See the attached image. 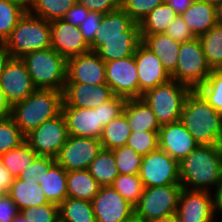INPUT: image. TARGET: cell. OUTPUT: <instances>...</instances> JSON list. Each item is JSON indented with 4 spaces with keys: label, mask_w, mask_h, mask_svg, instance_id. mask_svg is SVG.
I'll use <instances>...</instances> for the list:
<instances>
[{
    "label": "cell",
    "mask_w": 222,
    "mask_h": 222,
    "mask_svg": "<svg viewBox=\"0 0 222 222\" xmlns=\"http://www.w3.org/2000/svg\"><path fill=\"white\" fill-rule=\"evenodd\" d=\"M181 184L145 187L134 213L145 222L176 214Z\"/></svg>",
    "instance_id": "8"
},
{
    "label": "cell",
    "mask_w": 222,
    "mask_h": 222,
    "mask_svg": "<svg viewBox=\"0 0 222 222\" xmlns=\"http://www.w3.org/2000/svg\"><path fill=\"white\" fill-rule=\"evenodd\" d=\"M66 83L107 84L105 62L91 50L67 59Z\"/></svg>",
    "instance_id": "16"
},
{
    "label": "cell",
    "mask_w": 222,
    "mask_h": 222,
    "mask_svg": "<svg viewBox=\"0 0 222 222\" xmlns=\"http://www.w3.org/2000/svg\"><path fill=\"white\" fill-rule=\"evenodd\" d=\"M100 188L101 185L94 179L88 169L67 172L68 198L92 201Z\"/></svg>",
    "instance_id": "29"
},
{
    "label": "cell",
    "mask_w": 222,
    "mask_h": 222,
    "mask_svg": "<svg viewBox=\"0 0 222 222\" xmlns=\"http://www.w3.org/2000/svg\"><path fill=\"white\" fill-rule=\"evenodd\" d=\"M164 2L170 6L177 15H182L184 11L193 4L194 0H164Z\"/></svg>",
    "instance_id": "54"
},
{
    "label": "cell",
    "mask_w": 222,
    "mask_h": 222,
    "mask_svg": "<svg viewBox=\"0 0 222 222\" xmlns=\"http://www.w3.org/2000/svg\"><path fill=\"white\" fill-rule=\"evenodd\" d=\"M141 42V37L94 38L89 45L91 51H95L104 62H108L134 55Z\"/></svg>",
    "instance_id": "23"
},
{
    "label": "cell",
    "mask_w": 222,
    "mask_h": 222,
    "mask_svg": "<svg viewBox=\"0 0 222 222\" xmlns=\"http://www.w3.org/2000/svg\"><path fill=\"white\" fill-rule=\"evenodd\" d=\"M0 89L8 109L15 103L25 100L37 89L21 58L10 57L6 62L0 77Z\"/></svg>",
    "instance_id": "10"
},
{
    "label": "cell",
    "mask_w": 222,
    "mask_h": 222,
    "mask_svg": "<svg viewBox=\"0 0 222 222\" xmlns=\"http://www.w3.org/2000/svg\"><path fill=\"white\" fill-rule=\"evenodd\" d=\"M164 33L180 43L196 38L180 15H177Z\"/></svg>",
    "instance_id": "47"
},
{
    "label": "cell",
    "mask_w": 222,
    "mask_h": 222,
    "mask_svg": "<svg viewBox=\"0 0 222 222\" xmlns=\"http://www.w3.org/2000/svg\"><path fill=\"white\" fill-rule=\"evenodd\" d=\"M89 11L106 14L120 8V0H79Z\"/></svg>",
    "instance_id": "49"
},
{
    "label": "cell",
    "mask_w": 222,
    "mask_h": 222,
    "mask_svg": "<svg viewBox=\"0 0 222 222\" xmlns=\"http://www.w3.org/2000/svg\"><path fill=\"white\" fill-rule=\"evenodd\" d=\"M124 222H145L142 218L133 213L128 219Z\"/></svg>",
    "instance_id": "59"
},
{
    "label": "cell",
    "mask_w": 222,
    "mask_h": 222,
    "mask_svg": "<svg viewBox=\"0 0 222 222\" xmlns=\"http://www.w3.org/2000/svg\"><path fill=\"white\" fill-rule=\"evenodd\" d=\"M37 156V153L26 142H23L19 147L0 155V159L10 174L17 178Z\"/></svg>",
    "instance_id": "35"
},
{
    "label": "cell",
    "mask_w": 222,
    "mask_h": 222,
    "mask_svg": "<svg viewBox=\"0 0 222 222\" xmlns=\"http://www.w3.org/2000/svg\"><path fill=\"white\" fill-rule=\"evenodd\" d=\"M123 114L132 131H159L161 127L152 109L141 98L127 99Z\"/></svg>",
    "instance_id": "26"
},
{
    "label": "cell",
    "mask_w": 222,
    "mask_h": 222,
    "mask_svg": "<svg viewBox=\"0 0 222 222\" xmlns=\"http://www.w3.org/2000/svg\"><path fill=\"white\" fill-rule=\"evenodd\" d=\"M112 187L133 206L138 203L145 188L138 174H119Z\"/></svg>",
    "instance_id": "39"
},
{
    "label": "cell",
    "mask_w": 222,
    "mask_h": 222,
    "mask_svg": "<svg viewBox=\"0 0 222 222\" xmlns=\"http://www.w3.org/2000/svg\"><path fill=\"white\" fill-rule=\"evenodd\" d=\"M9 51L4 42H0V77L3 72L6 62L10 59Z\"/></svg>",
    "instance_id": "55"
},
{
    "label": "cell",
    "mask_w": 222,
    "mask_h": 222,
    "mask_svg": "<svg viewBox=\"0 0 222 222\" xmlns=\"http://www.w3.org/2000/svg\"><path fill=\"white\" fill-rule=\"evenodd\" d=\"M196 90L216 112L222 114V69H212L206 81Z\"/></svg>",
    "instance_id": "38"
},
{
    "label": "cell",
    "mask_w": 222,
    "mask_h": 222,
    "mask_svg": "<svg viewBox=\"0 0 222 222\" xmlns=\"http://www.w3.org/2000/svg\"><path fill=\"white\" fill-rule=\"evenodd\" d=\"M211 193L215 221L222 222V179Z\"/></svg>",
    "instance_id": "52"
},
{
    "label": "cell",
    "mask_w": 222,
    "mask_h": 222,
    "mask_svg": "<svg viewBox=\"0 0 222 222\" xmlns=\"http://www.w3.org/2000/svg\"><path fill=\"white\" fill-rule=\"evenodd\" d=\"M148 222H175V214L174 215H169V216H166V217H160V218H157V219H153V220H150Z\"/></svg>",
    "instance_id": "58"
},
{
    "label": "cell",
    "mask_w": 222,
    "mask_h": 222,
    "mask_svg": "<svg viewBox=\"0 0 222 222\" xmlns=\"http://www.w3.org/2000/svg\"><path fill=\"white\" fill-rule=\"evenodd\" d=\"M138 175L144 187L180 184L179 162L158 148L143 156Z\"/></svg>",
    "instance_id": "11"
},
{
    "label": "cell",
    "mask_w": 222,
    "mask_h": 222,
    "mask_svg": "<svg viewBox=\"0 0 222 222\" xmlns=\"http://www.w3.org/2000/svg\"><path fill=\"white\" fill-rule=\"evenodd\" d=\"M191 88L175 80L146 91L141 99L152 109L161 125L180 121L183 105Z\"/></svg>",
    "instance_id": "6"
},
{
    "label": "cell",
    "mask_w": 222,
    "mask_h": 222,
    "mask_svg": "<svg viewBox=\"0 0 222 222\" xmlns=\"http://www.w3.org/2000/svg\"><path fill=\"white\" fill-rule=\"evenodd\" d=\"M11 1H15L24 6L26 9H28L32 0H11Z\"/></svg>",
    "instance_id": "60"
},
{
    "label": "cell",
    "mask_w": 222,
    "mask_h": 222,
    "mask_svg": "<svg viewBox=\"0 0 222 222\" xmlns=\"http://www.w3.org/2000/svg\"><path fill=\"white\" fill-rule=\"evenodd\" d=\"M58 207L59 222H96L91 201L67 197Z\"/></svg>",
    "instance_id": "32"
},
{
    "label": "cell",
    "mask_w": 222,
    "mask_h": 222,
    "mask_svg": "<svg viewBox=\"0 0 222 222\" xmlns=\"http://www.w3.org/2000/svg\"><path fill=\"white\" fill-rule=\"evenodd\" d=\"M56 162V159L49 156H37L30 166L23 169L18 178L30 179L32 178L41 184V179L48 172L49 168Z\"/></svg>",
    "instance_id": "45"
},
{
    "label": "cell",
    "mask_w": 222,
    "mask_h": 222,
    "mask_svg": "<svg viewBox=\"0 0 222 222\" xmlns=\"http://www.w3.org/2000/svg\"><path fill=\"white\" fill-rule=\"evenodd\" d=\"M8 194L20 211L49 203L40 184L33 178L32 180L15 178Z\"/></svg>",
    "instance_id": "27"
},
{
    "label": "cell",
    "mask_w": 222,
    "mask_h": 222,
    "mask_svg": "<svg viewBox=\"0 0 222 222\" xmlns=\"http://www.w3.org/2000/svg\"><path fill=\"white\" fill-rule=\"evenodd\" d=\"M217 24L222 26V3L215 6Z\"/></svg>",
    "instance_id": "57"
},
{
    "label": "cell",
    "mask_w": 222,
    "mask_h": 222,
    "mask_svg": "<svg viewBox=\"0 0 222 222\" xmlns=\"http://www.w3.org/2000/svg\"><path fill=\"white\" fill-rule=\"evenodd\" d=\"M200 1L207 2L215 6L222 3V0H200Z\"/></svg>",
    "instance_id": "62"
},
{
    "label": "cell",
    "mask_w": 222,
    "mask_h": 222,
    "mask_svg": "<svg viewBox=\"0 0 222 222\" xmlns=\"http://www.w3.org/2000/svg\"><path fill=\"white\" fill-rule=\"evenodd\" d=\"M106 82L113 95L126 99L139 98L135 56L105 62Z\"/></svg>",
    "instance_id": "13"
},
{
    "label": "cell",
    "mask_w": 222,
    "mask_h": 222,
    "mask_svg": "<svg viewBox=\"0 0 222 222\" xmlns=\"http://www.w3.org/2000/svg\"><path fill=\"white\" fill-rule=\"evenodd\" d=\"M90 174L101 186H110L119 175L112 150L99 152L88 168Z\"/></svg>",
    "instance_id": "30"
},
{
    "label": "cell",
    "mask_w": 222,
    "mask_h": 222,
    "mask_svg": "<svg viewBox=\"0 0 222 222\" xmlns=\"http://www.w3.org/2000/svg\"><path fill=\"white\" fill-rule=\"evenodd\" d=\"M211 71L198 37L180 43L176 70L171 74L172 80L196 90L206 81Z\"/></svg>",
    "instance_id": "7"
},
{
    "label": "cell",
    "mask_w": 222,
    "mask_h": 222,
    "mask_svg": "<svg viewBox=\"0 0 222 222\" xmlns=\"http://www.w3.org/2000/svg\"><path fill=\"white\" fill-rule=\"evenodd\" d=\"M158 141L159 148L178 162L199 145L181 121L161 125Z\"/></svg>",
    "instance_id": "20"
},
{
    "label": "cell",
    "mask_w": 222,
    "mask_h": 222,
    "mask_svg": "<svg viewBox=\"0 0 222 222\" xmlns=\"http://www.w3.org/2000/svg\"><path fill=\"white\" fill-rule=\"evenodd\" d=\"M139 82V98L159 85L169 82L172 78L159 58L142 42L134 52Z\"/></svg>",
    "instance_id": "14"
},
{
    "label": "cell",
    "mask_w": 222,
    "mask_h": 222,
    "mask_svg": "<svg viewBox=\"0 0 222 222\" xmlns=\"http://www.w3.org/2000/svg\"><path fill=\"white\" fill-rule=\"evenodd\" d=\"M112 152L119 174H139L143 156L127 145L113 149Z\"/></svg>",
    "instance_id": "41"
},
{
    "label": "cell",
    "mask_w": 222,
    "mask_h": 222,
    "mask_svg": "<svg viewBox=\"0 0 222 222\" xmlns=\"http://www.w3.org/2000/svg\"><path fill=\"white\" fill-rule=\"evenodd\" d=\"M27 222H59V207L53 203L32 206L20 211Z\"/></svg>",
    "instance_id": "44"
},
{
    "label": "cell",
    "mask_w": 222,
    "mask_h": 222,
    "mask_svg": "<svg viewBox=\"0 0 222 222\" xmlns=\"http://www.w3.org/2000/svg\"><path fill=\"white\" fill-rule=\"evenodd\" d=\"M68 136L65 118L60 113L26 134L25 142L38 156L56 158L61 147L67 141Z\"/></svg>",
    "instance_id": "9"
},
{
    "label": "cell",
    "mask_w": 222,
    "mask_h": 222,
    "mask_svg": "<svg viewBox=\"0 0 222 222\" xmlns=\"http://www.w3.org/2000/svg\"><path fill=\"white\" fill-rule=\"evenodd\" d=\"M63 92L54 89H36L25 100L8 109V115L26 135L61 113Z\"/></svg>",
    "instance_id": "3"
},
{
    "label": "cell",
    "mask_w": 222,
    "mask_h": 222,
    "mask_svg": "<svg viewBox=\"0 0 222 222\" xmlns=\"http://www.w3.org/2000/svg\"><path fill=\"white\" fill-rule=\"evenodd\" d=\"M182 188L212 192L222 179V145H198L179 162Z\"/></svg>",
    "instance_id": "1"
},
{
    "label": "cell",
    "mask_w": 222,
    "mask_h": 222,
    "mask_svg": "<svg viewBox=\"0 0 222 222\" xmlns=\"http://www.w3.org/2000/svg\"><path fill=\"white\" fill-rule=\"evenodd\" d=\"M40 187L48 202L60 205L67 197V171L55 162L41 179Z\"/></svg>",
    "instance_id": "28"
},
{
    "label": "cell",
    "mask_w": 222,
    "mask_h": 222,
    "mask_svg": "<svg viewBox=\"0 0 222 222\" xmlns=\"http://www.w3.org/2000/svg\"><path fill=\"white\" fill-rule=\"evenodd\" d=\"M180 16L195 37H200L217 24L215 5L200 0H194Z\"/></svg>",
    "instance_id": "25"
},
{
    "label": "cell",
    "mask_w": 222,
    "mask_h": 222,
    "mask_svg": "<svg viewBox=\"0 0 222 222\" xmlns=\"http://www.w3.org/2000/svg\"><path fill=\"white\" fill-rule=\"evenodd\" d=\"M4 43L12 58H22L29 52L49 49L50 22L26 11Z\"/></svg>",
    "instance_id": "4"
},
{
    "label": "cell",
    "mask_w": 222,
    "mask_h": 222,
    "mask_svg": "<svg viewBox=\"0 0 222 222\" xmlns=\"http://www.w3.org/2000/svg\"><path fill=\"white\" fill-rule=\"evenodd\" d=\"M141 37L139 24L120 7L103 15L94 38Z\"/></svg>",
    "instance_id": "22"
},
{
    "label": "cell",
    "mask_w": 222,
    "mask_h": 222,
    "mask_svg": "<svg viewBox=\"0 0 222 222\" xmlns=\"http://www.w3.org/2000/svg\"><path fill=\"white\" fill-rule=\"evenodd\" d=\"M37 89L64 90L67 80V59L53 48L33 51L21 58Z\"/></svg>",
    "instance_id": "5"
},
{
    "label": "cell",
    "mask_w": 222,
    "mask_h": 222,
    "mask_svg": "<svg viewBox=\"0 0 222 222\" xmlns=\"http://www.w3.org/2000/svg\"><path fill=\"white\" fill-rule=\"evenodd\" d=\"M140 36L142 43L159 58L164 68L171 75L176 70L180 42L175 41L165 33Z\"/></svg>",
    "instance_id": "24"
},
{
    "label": "cell",
    "mask_w": 222,
    "mask_h": 222,
    "mask_svg": "<svg viewBox=\"0 0 222 222\" xmlns=\"http://www.w3.org/2000/svg\"><path fill=\"white\" fill-rule=\"evenodd\" d=\"M103 15L99 12L89 11L86 19L80 23V31L88 44L94 40L96 30L100 26Z\"/></svg>",
    "instance_id": "48"
},
{
    "label": "cell",
    "mask_w": 222,
    "mask_h": 222,
    "mask_svg": "<svg viewBox=\"0 0 222 222\" xmlns=\"http://www.w3.org/2000/svg\"><path fill=\"white\" fill-rule=\"evenodd\" d=\"M12 222H27L24 216H22L21 213H19Z\"/></svg>",
    "instance_id": "61"
},
{
    "label": "cell",
    "mask_w": 222,
    "mask_h": 222,
    "mask_svg": "<svg viewBox=\"0 0 222 222\" xmlns=\"http://www.w3.org/2000/svg\"><path fill=\"white\" fill-rule=\"evenodd\" d=\"M15 177L5 168L0 159V192L7 194L10 191L11 184L14 182Z\"/></svg>",
    "instance_id": "53"
},
{
    "label": "cell",
    "mask_w": 222,
    "mask_h": 222,
    "mask_svg": "<svg viewBox=\"0 0 222 222\" xmlns=\"http://www.w3.org/2000/svg\"><path fill=\"white\" fill-rule=\"evenodd\" d=\"M91 203L96 222H124L134 213V206L112 185L101 186Z\"/></svg>",
    "instance_id": "15"
},
{
    "label": "cell",
    "mask_w": 222,
    "mask_h": 222,
    "mask_svg": "<svg viewBox=\"0 0 222 222\" xmlns=\"http://www.w3.org/2000/svg\"><path fill=\"white\" fill-rule=\"evenodd\" d=\"M126 101V98L114 95L110 100L100 105L101 124L103 127L123 113Z\"/></svg>",
    "instance_id": "46"
},
{
    "label": "cell",
    "mask_w": 222,
    "mask_h": 222,
    "mask_svg": "<svg viewBox=\"0 0 222 222\" xmlns=\"http://www.w3.org/2000/svg\"><path fill=\"white\" fill-rule=\"evenodd\" d=\"M89 10L84 6L76 2L64 16L63 20L72 24L73 26L79 27L80 23H82L87 15Z\"/></svg>",
    "instance_id": "51"
},
{
    "label": "cell",
    "mask_w": 222,
    "mask_h": 222,
    "mask_svg": "<svg viewBox=\"0 0 222 222\" xmlns=\"http://www.w3.org/2000/svg\"><path fill=\"white\" fill-rule=\"evenodd\" d=\"M175 222H182L181 220H179V219L176 217V214H175Z\"/></svg>",
    "instance_id": "63"
},
{
    "label": "cell",
    "mask_w": 222,
    "mask_h": 222,
    "mask_svg": "<svg viewBox=\"0 0 222 222\" xmlns=\"http://www.w3.org/2000/svg\"><path fill=\"white\" fill-rule=\"evenodd\" d=\"M177 13L165 2L154 8L139 24L140 35L164 33Z\"/></svg>",
    "instance_id": "31"
},
{
    "label": "cell",
    "mask_w": 222,
    "mask_h": 222,
    "mask_svg": "<svg viewBox=\"0 0 222 222\" xmlns=\"http://www.w3.org/2000/svg\"><path fill=\"white\" fill-rule=\"evenodd\" d=\"M132 130L127 117L122 113L104 126L100 142L104 149L113 150L126 145Z\"/></svg>",
    "instance_id": "33"
},
{
    "label": "cell",
    "mask_w": 222,
    "mask_h": 222,
    "mask_svg": "<svg viewBox=\"0 0 222 222\" xmlns=\"http://www.w3.org/2000/svg\"><path fill=\"white\" fill-rule=\"evenodd\" d=\"M182 222H216L213 215L212 193L183 188L176 211Z\"/></svg>",
    "instance_id": "17"
},
{
    "label": "cell",
    "mask_w": 222,
    "mask_h": 222,
    "mask_svg": "<svg viewBox=\"0 0 222 222\" xmlns=\"http://www.w3.org/2000/svg\"><path fill=\"white\" fill-rule=\"evenodd\" d=\"M19 213V208L8 193L0 196V222H12Z\"/></svg>",
    "instance_id": "50"
},
{
    "label": "cell",
    "mask_w": 222,
    "mask_h": 222,
    "mask_svg": "<svg viewBox=\"0 0 222 222\" xmlns=\"http://www.w3.org/2000/svg\"><path fill=\"white\" fill-rule=\"evenodd\" d=\"M102 148L99 139L69 135L55 159L67 172L86 170Z\"/></svg>",
    "instance_id": "12"
},
{
    "label": "cell",
    "mask_w": 222,
    "mask_h": 222,
    "mask_svg": "<svg viewBox=\"0 0 222 222\" xmlns=\"http://www.w3.org/2000/svg\"><path fill=\"white\" fill-rule=\"evenodd\" d=\"M51 48L69 59L90 51V45L84 39L80 28L63 19L50 22Z\"/></svg>",
    "instance_id": "19"
},
{
    "label": "cell",
    "mask_w": 222,
    "mask_h": 222,
    "mask_svg": "<svg viewBox=\"0 0 222 222\" xmlns=\"http://www.w3.org/2000/svg\"><path fill=\"white\" fill-rule=\"evenodd\" d=\"M6 114H8V108L6 107L4 103L2 92L0 89V118L5 116Z\"/></svg>",
    "instance_id": "56"
},
{
    "label": "cell",
    "mask_w": 222,
    "mask_h": 222,
    "mask_svg": "<svg viewBox=\"0 0 222 222\" xmlns=\"http://www.w3.org/2000/svg\"><path fill=\"white\" fill-rule=\"evenodd\" d=\"M198 38L210 68L222 69V26L216 24Z\"/></svg>",
    "instance_id": "34"
},
{
    "label": "cell",
    "mask_w": 222,
    "mask_h": 222,
    "mask_svg": "<svg viewBox=\"0 0 222 222\" xmlns=\"http://www.w3.org/2000/svg\"><path fill=\"white\" fill-rule=\"evenodd\" d=\"M76 3L75 0H32L27 11L46 21L63 19L66 12Z\"/></svg>",
    "instance_id": "36"
},
{
    "label": "cell",
    "mask_w": 222,
    "mask_h": 222,
    "mask_svg": "<svg viewBox=\"0 0 222 222\" xmlns=\"http://www.w3.org/2000/svg\"><path fill=\"white\" fill-rule=\"evenodd\" d=\"M113 96L107 84L65 83L62 106L96 108Z\"/></svg>",
    "instance_id": "21"
},
{
    "label": "cell",
    "mask_w": 222,
    "mask_h": 222,
    "mask_svg": "<svg viewBox=\"0 0 222 222\" xmlns=\"http://www.w3.org/2000/svg\"><path fill=\"white\" fill-rule=\"evenodd\" d=\"M63 114L70 136L99 139L103 133L100 105L96 108L62 106Z\"/></svg>",
    "instance_id": "18"
},
{
    "label": "cell",
    "mask_w": 222,
    "mask_h": 222,
    "mask_svg": "<svg viewBox=\"0 0 222 222\" xmlns=\"http://www.w3.org/2000/svg\"><path fill=\"white\" fill-rule=\"evenodd\" d=\"M180 121L199 145H222V114L197 90L186 97Z\"/></svg>",
    "instance_id": "2"
},
{
    "label": "cell",
    "mask_w": 222,
    "mask_h": 222,
    "mask_svg": "<svg viewBox=\"0 0 222 222\" xmlns=\"http://www.w3.org/2000/svg\"><path fill=\"white\" fill-rule=\"evenodd\" d=\"M25 142V135L14 120L6 114L0 118V155L19 147Z\"/></svg>",
    "instance_id": "40"
},
{
    "label": "cell",
    "mask_w": 222,
    "mask_h": 222,
    "mask_svg": "<svg viewBox=\"0 0 222 222\" xmlns=\"http://www.w3.org/2000/svg\"><path fill=\"white\" fill-rule=\"evenodd\" d=\"M163 3L164 0H120V7L135 23L140 24L147 14Z\"/></svg>",
    "instance_id": "43"
},
{
    "label": "cell",
    "mask_w": 222,
    "mask_h": 222,
    "mask_svg": "<svg viewBox=\"0 0 222 222\" xmlns=\"http://www.w3.org/2000/svg\"><path fill=\"white\" fill-rule=\"evenodd\" d=\"M27 9L11 0H0V42H4Z\"/></svg>",
    "instance_id": "37"
},
{
    "label": "cell",
    "mask_w": 222,
    "mask_h": 222,
    "mask_svg": "<svg viewBox=\"0 0 222 222\" xmlns=\"http://www.w3.org/2000/svg\"><path fill=\"white\" fill-rule=\"evenodd\" d=\"M126 145L141 156H146L159 148L158 131H132Z\"/></svg>",
    "instance_id": "42"
}]
</instances>
